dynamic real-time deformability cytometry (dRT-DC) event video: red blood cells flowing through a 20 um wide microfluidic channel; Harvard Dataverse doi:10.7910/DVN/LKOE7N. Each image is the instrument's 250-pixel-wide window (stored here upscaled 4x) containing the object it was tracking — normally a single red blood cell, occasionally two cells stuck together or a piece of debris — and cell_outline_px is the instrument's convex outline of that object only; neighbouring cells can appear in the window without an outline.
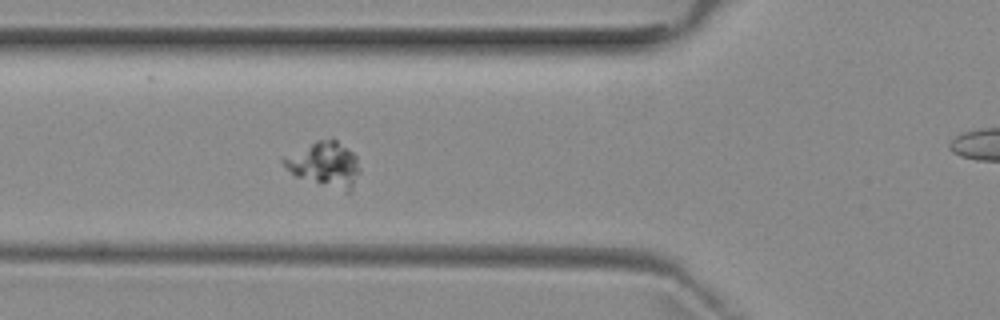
{"species": "common noctule bat (a hibernating species)", "species_latin": "Nyctalus noctula", "temperature_condition": "room temperature", "stored_images_in_passage": 6, "camera_frame_rate_fps": 3000, "um_per_image_px": 0.085, "animal": {"sex": "female", "body_mass_g": 29.2, "forearm_length_mm": 56.3}, "frame": {"image": 1, "passage_image": 5, "time_ms": 5.0, "image_size_px": [1000, 320], "cell_outline_px": [[360, 172], [352, 188], [348, 192], [296, 176], [280, 160], [280, 156], [316, 140], [332, 136], [352, 152], [356, 156], [360, 168]], "centroid_in_image_um": [27.58, 13.91], "position_along_channel_um": 98.2, "area_um2": 20.06}}